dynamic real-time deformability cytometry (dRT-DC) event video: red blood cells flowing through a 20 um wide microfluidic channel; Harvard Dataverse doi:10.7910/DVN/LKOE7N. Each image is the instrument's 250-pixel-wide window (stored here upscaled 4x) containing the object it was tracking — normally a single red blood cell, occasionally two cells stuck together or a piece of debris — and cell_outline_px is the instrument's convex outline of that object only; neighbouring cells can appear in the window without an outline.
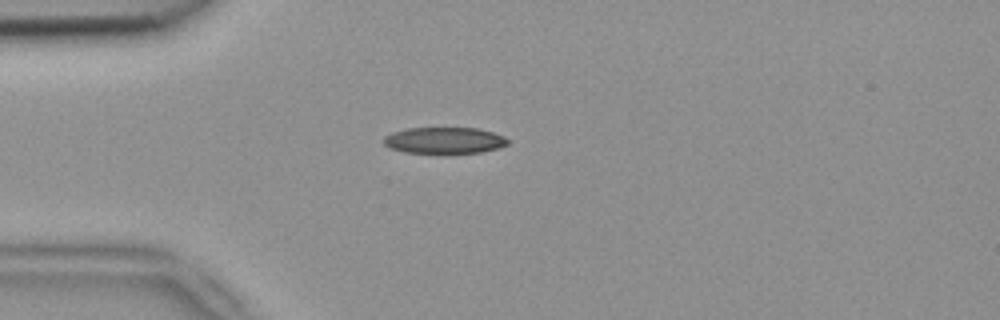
{"species": "common noctule bat (a hibernating species)", "species_latin": "Nyctalus noctula", "temperature_condition": "room temperature", "stored_images_in_passage": 4, "camera_frame_rate_fps": 3000, "um_per_image_px": 0.085, "animal": {"sex": "female", "body_mass_g": 18.4}, "frame": {"image": 1, "passage_image": 3, "time_ms": 0.667, "image_size_px": [1000, 320], "cell_outline_px": [[508, 144], [500, 148], [480, 152], [404, 152], [388, 148], [380, 140], [384, 136], [392, 132], [408, 128], [476, 128], [492, 132], [504, 136], [508, 140]], "centroid_in_image_um": [37.72, 11.92], "position_along_channel_um": 47.3, "area_um2": 18.96}}